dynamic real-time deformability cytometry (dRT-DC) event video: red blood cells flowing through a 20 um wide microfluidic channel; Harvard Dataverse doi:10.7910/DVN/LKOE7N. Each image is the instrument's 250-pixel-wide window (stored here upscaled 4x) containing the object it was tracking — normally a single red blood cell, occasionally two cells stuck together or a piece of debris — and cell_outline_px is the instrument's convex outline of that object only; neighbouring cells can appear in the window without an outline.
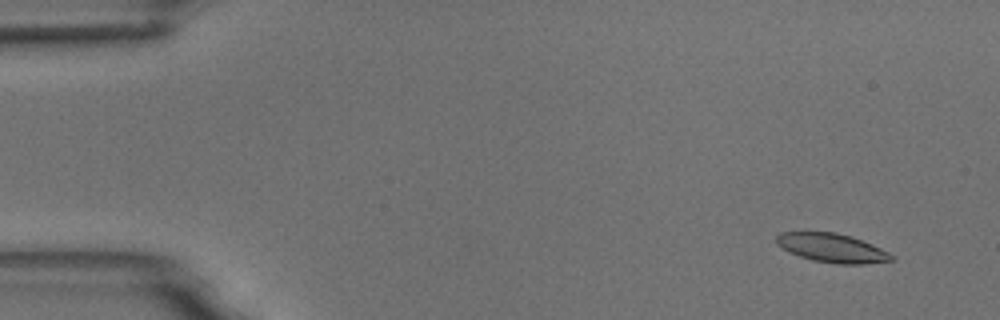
{"species": "common noctule bat (a hibernating species)", "species_latin": "Nyctalus noctula", "temperature_condition": "room temperature", "stored_images_in_passage": 8, "camera_frame_rate_fps": 3000, "um_per_image_px": 0.085, "animal": {"sex": "male", "body_mass_g": 18.8}, "frame": {"image": 1, "passage_image": 1, "time_ms": 0.0, "image_size_px": [1000, 320], "cell_outline_px": [[892, 260], [864, 264], [836, 264], [812, 260], [788, 252], [776, 244], [776, 236], [780, 232], [836, 232], [852, 236], [872, 244], [888, 252], [892, 256]], "centroid_in_image_um": [70.68, 21.07], "position_along_channel_um": 14.3, "area_um2": 19.36}}
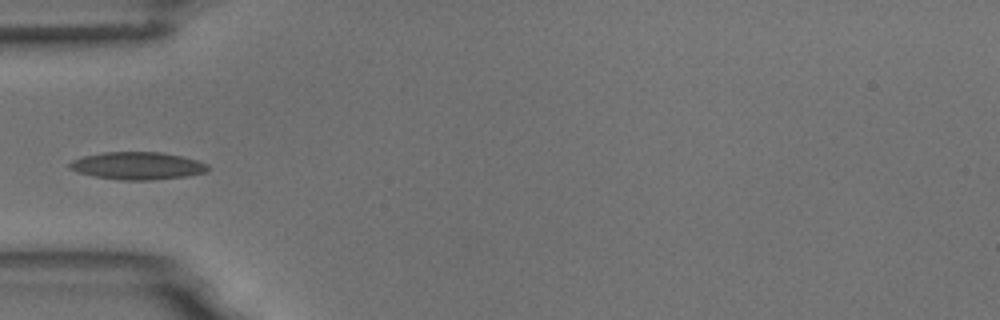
{"frame": {"image": 2, "passage_image": 5, "time_ms": 4.667, "image_size_px": [1000, 320], "cell_outline_px": [[208, 172], [188, 176], [152, 180], [120, 180], [96, 176], [80, 172], [68, 168], [68, 164], [72, 160], [84, 156], [104, 152], [160, 152], [180, 156], [196, 160], [208, 164]], "centroid_in_image_um": [11.71, 14.09], "position_along_channel_um": 73.3, "area_um2": 22.08}}